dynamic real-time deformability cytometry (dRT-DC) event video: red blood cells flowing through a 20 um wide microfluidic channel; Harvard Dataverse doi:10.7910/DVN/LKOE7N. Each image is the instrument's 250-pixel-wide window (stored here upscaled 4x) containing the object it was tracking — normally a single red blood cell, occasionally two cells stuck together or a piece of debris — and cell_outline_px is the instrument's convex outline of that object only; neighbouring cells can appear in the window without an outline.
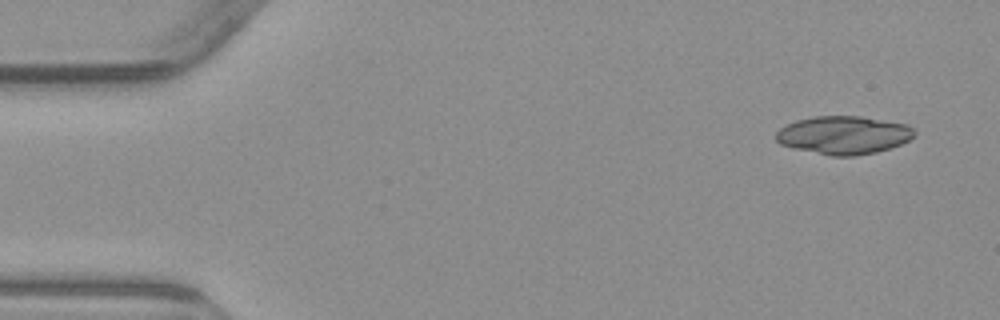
{"species": "common noctule bat (a hibernating species)", "species_latin": "Nyctalus noctula", "temperature_condition": "warm", "stored_images_in_passage": 4, "camera_frame_rate_fps": 3000, "um_per_image_px": 0.085, "animal": {"sex": "male", "body_mass_g": 23.1, "forearm_length_mm": 52.7}, "frame": {"image": 1, "passage_image": 1, "time_ms": 0.0, "image_size_px": [1000, 320], "cell_outline_px": [[916, 132], [908, 140], [900, 144], [876, 152], [856, 156], [832, 156], [796, 148], [780, 144], [776, 140], [776, 132], [780, 128], [796, 120], [816, 116], [860, 116], [908, 124]], "centroid_in_image_um": [71.71, 11.47], "position_along_channel_um": 13.3, "area_um2": 30.52}}